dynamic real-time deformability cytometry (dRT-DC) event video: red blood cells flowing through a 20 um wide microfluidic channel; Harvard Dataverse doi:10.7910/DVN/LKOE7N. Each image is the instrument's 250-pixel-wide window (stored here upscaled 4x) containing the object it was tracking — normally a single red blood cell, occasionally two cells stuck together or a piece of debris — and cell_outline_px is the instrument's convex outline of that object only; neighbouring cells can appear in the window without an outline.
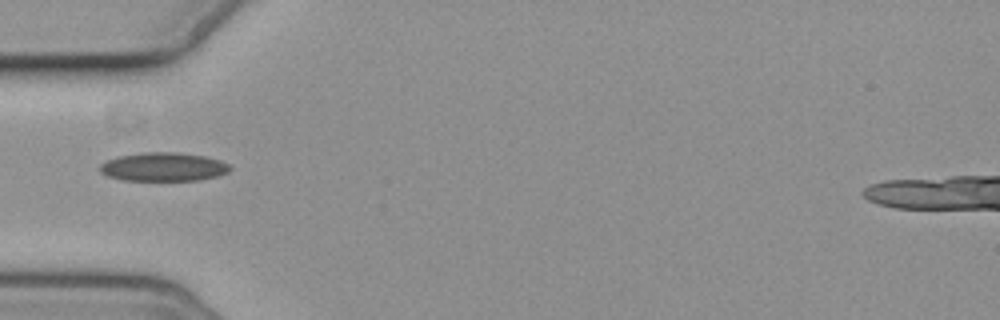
{"species": "common noctule bat (a hibernating species)", "species_latin": "Nyctalus noctula", "temperature_condition": "cold", "stored_images_in_passage": 6, "camera_frame_rate_fps": 3000, "um_per_image_px": 0.085, "animal": {"sex": "female", "body_mass_g": 19.3, "forearm_length_mm": 54.1}, "frame": {"image": 1, "passage_image": 4, "time_ms": 3.667, "image_size_px": [1000, 320], "cell_outline_px": [[232, 168], [228, 172], [216, 176], [200, 180], [120, 180], [108, 176], [100, 172], [100, 164], [108, 160], [120, 156], [144, 152], [180, 152], [204, 156], [220, 160], [228, 164]], "centroid_in_image_um": [13.9, 14.18], "position_along_channel_um": 71.1, "area_um2": 21.68}}
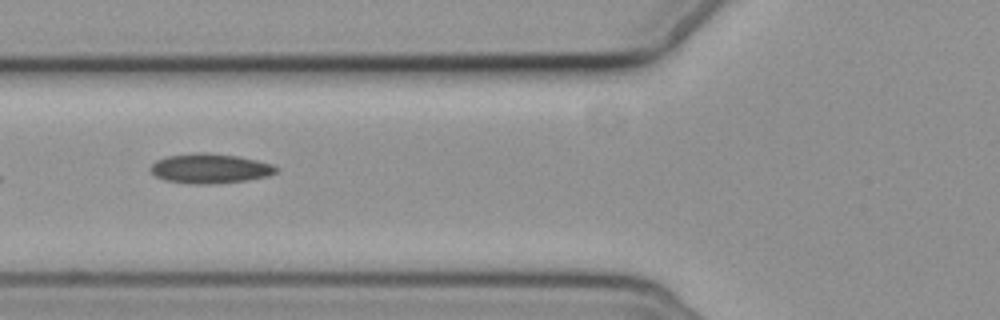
{"frame": {"image": 2, "passage_image": 5, "time_ms": 4.667, "image_size_px": [1000, 320], "cell_outline_px": [[280, 168], [276, 172], [268, 176], [248, 180], [208, 184], [192, 184], [164, 180], [156, 176], [148, 168], [156, 160], [168, 156], [200, 152], [208, 152], [240, 156], [272, 164]], "centroid_in_image_um": [17.86, 14.32], "position_along_channel_um": 107.9, "area_um2": 21.85}}
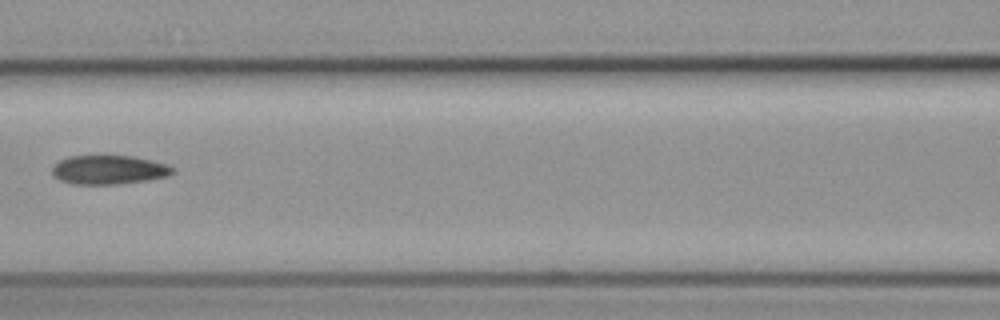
{"frame": {"image": 3, "passage_image": 6, "time_ms": 6.0, "image_size_px": [1000, 320], "cell_outline_px": [[176, 172], [168, 176], [148, 180], [116, 184], [72, 184], [60, 180], [52, 176], [52, 168], [60, 160], [68, 156], [136, 156], [168, 164], [176, 168]], "centroid_in_image_um": [9.3, 14.43], "position_along_channel_um": 157.3, "area_um2": 20.58}}